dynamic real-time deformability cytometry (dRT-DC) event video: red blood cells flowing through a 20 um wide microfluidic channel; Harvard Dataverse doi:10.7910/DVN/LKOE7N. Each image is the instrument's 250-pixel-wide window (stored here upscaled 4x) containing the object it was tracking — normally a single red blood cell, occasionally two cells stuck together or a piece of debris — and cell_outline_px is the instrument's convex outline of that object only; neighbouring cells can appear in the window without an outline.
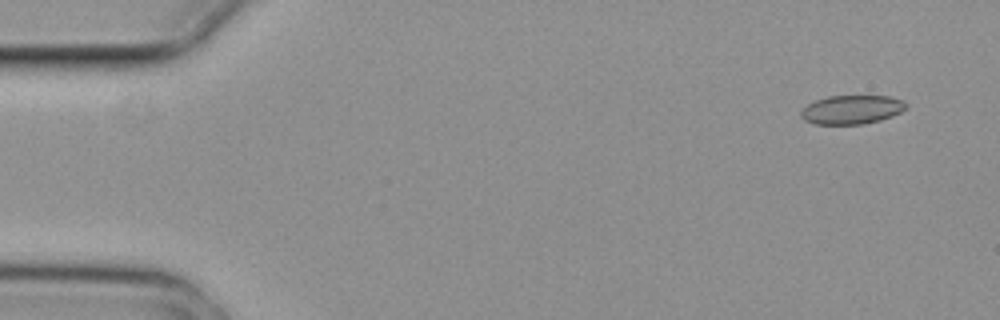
{"species": "common noctule bat (a hibernating species)", "species_latin": "Nyctalus noctula", "temperature_condition": "cold", "stored_images_in_passage": 6, "camera_frame_rate_fps": 3000, "um_per_image_px": 0.085, "animal": {"sex": "female", "body_mass_g": 29.2, "forearm_length_mm": 56.3}, "frame": {"image": 1, "passage_image": 1, "time_ms": 0.0, "image_size_px": [1000, 320], "cell_outline_px": [[904, 108], [900, 112], [892, 116], [880, 120], [864, 124], [816, 124], [804, 120], [800, 116], [800, 112], [808, 104], [816, 100], [828, 96], [892, 96], [904, 100]], "centroid_in_image_um": [72.38, 9.32], "position_along_channel_um": 12.6, "area_um2": 17.57}}
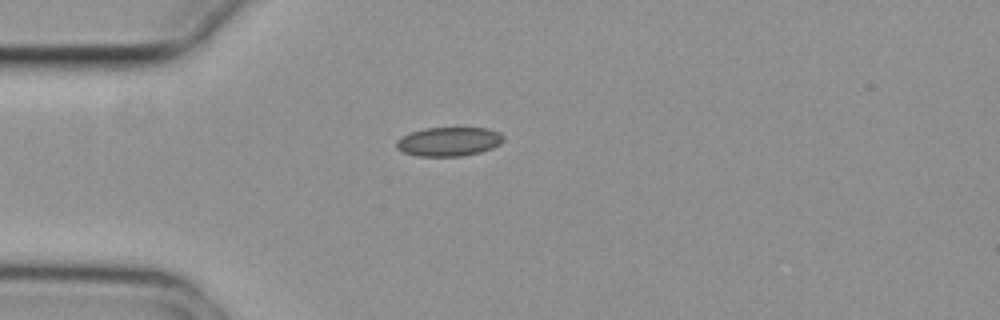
{"frame": {"image": 2, "passage_image": 4, "time_ms": 1.0, "image_size_px": [1000, 320], "cell_outline_px": [[504, 140], [500, 144], [492, 148], [480, 152], [460, 156], [416, 156], [404, 152], [396, 148], [396, 140], [412, 132], [424, 128], [488, 128], [500, 132], [504, 136]], "centroid_in_image_um": [38.17, 12.03], "position_along_channel_um": 46.8, "area_um2": 18.09}}
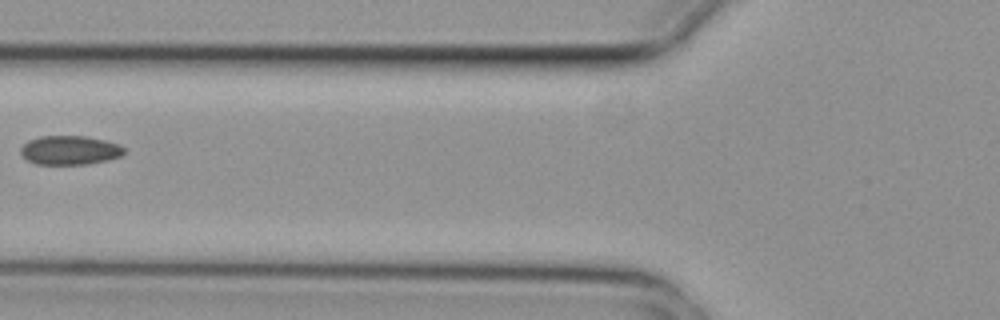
{"frame": {"image": 3, "passage_image": 6, "time_ms": 1.667, "image_size_px": [1000, 320], "cell_outline_px": [[124, 152], [120, 156], [108, 160], [88, 164], [36, 164], [28, 160], [20, 152], [20, 148], [28, 140], [40, 136], [84, 136], [104, 140], [120, 144], [124, 148]], "centroid_in_image_um": [5.93, 12.76], "position_along_channel_um": 119.9, "area_um2": 17.46}}